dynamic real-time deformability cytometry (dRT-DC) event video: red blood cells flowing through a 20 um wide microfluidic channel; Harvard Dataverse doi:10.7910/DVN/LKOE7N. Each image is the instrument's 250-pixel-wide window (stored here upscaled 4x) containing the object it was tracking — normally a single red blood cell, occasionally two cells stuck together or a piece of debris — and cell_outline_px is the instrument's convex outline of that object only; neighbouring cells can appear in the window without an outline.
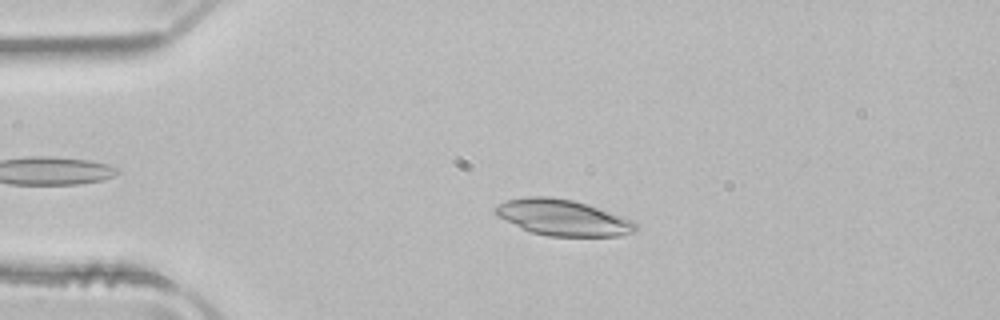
{"species": "common noctule bat (a hibernating species)", "species_latin": "Nyctalus noctula", "temperature_condition": "room temperature", "stored_images_in_passage": 51, "camera_frame_rate_fps": 3000, "um_per_image_px": 0.085, "animal": {"sex": "male", "body_mass_g": 21.5, "forearm_length_mm": 52.0}, "frame": {"image": 1, "passage_image": 11, "time_ms": 3.333, "image_size_px": [1000, 320], "cell_outline_px": [[636, 232], [620, 236], [548, 236], [532, 232], [492, 212], [492, 208], [508, 200], [528, 196], [552, 196], [572, 200], [632, 220], [636, 224]], "centroid_in_image_um": [47.85, 18.5], "position_along_channel_um": 37.2, "area_um2": 28.78}}
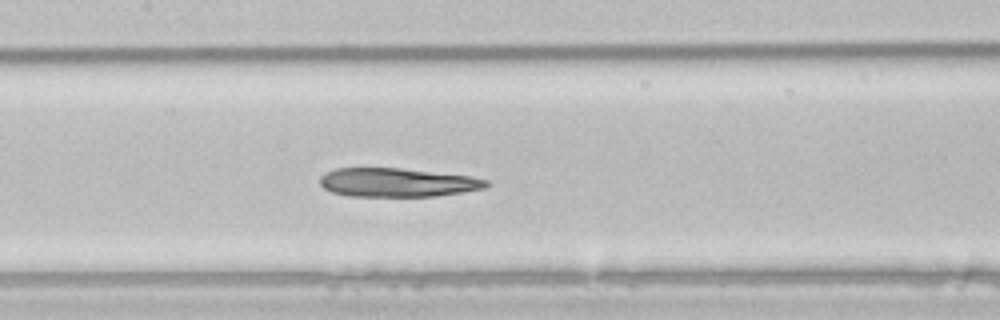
{"frame": {"image": 2, "passage_image": 24, "time_ms": 7.667, "image_size_px": [1000, 320], "cell_outline_px": [[488, 184], [484, 188], [464, 192], [436, 196], [348, 196], [332, 192], [324, 188], [320, 184], [320, 176], [324, 172], [336, 168], [400, 168], [472, 176], [488, 180]], "centroid_in_image_um": [33.75, 15.51], "position_along_channel_um": 173.6, "area_um2": 27.98}}
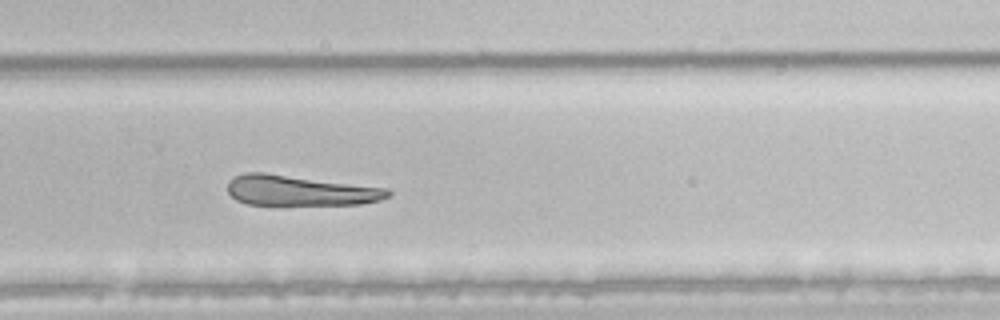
{"frame": {"image": 3, "passage_image": 34, "time_ms": 11.0, "image_size_px": [1000, 320], "cell_outline_px": [[392, 192], [388, 196], [380, 200], [360, 204], [248, 204], [236, 200], [228, 192], [228, 180], [244, 172], [264, 172], [388, 188]], "centroid_in_image_um": [25.48, 16.18], "position_along_channel_um": 304.3, "area_um2": 28.21}}